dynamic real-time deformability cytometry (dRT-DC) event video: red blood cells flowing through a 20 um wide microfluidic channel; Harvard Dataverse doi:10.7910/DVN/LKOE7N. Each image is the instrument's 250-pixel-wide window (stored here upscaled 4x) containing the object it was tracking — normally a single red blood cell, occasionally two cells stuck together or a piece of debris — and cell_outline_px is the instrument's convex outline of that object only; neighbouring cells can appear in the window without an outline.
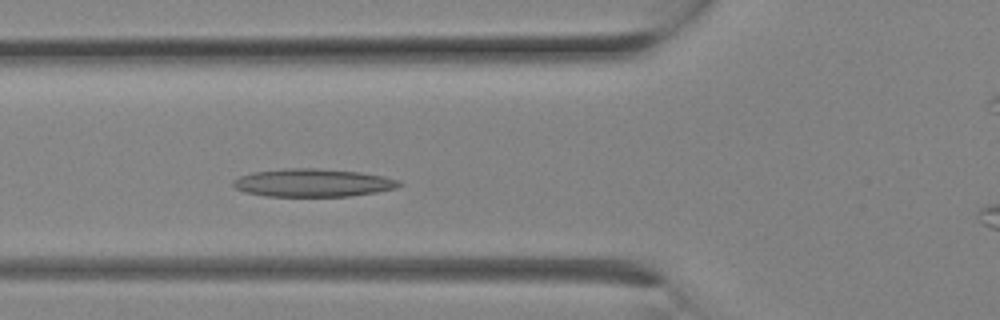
{"species": "Egyptian fruit bat (a non-hibernating species)", "species_latin": "Rousettus aegyptiacus", "temperature_condition": "room temperature", "stored_images_in_passage": 8, "camera_frame_rate_fps": 3000, "um_per_image_px": 0.085, "animal": {"sex": "female"}, "frame": {"image": 1, "passage_image": 8, "time_ms": 2.333, "image_size_px": [1000, 320], "cell_outline_px": [[404, 184], [396, 188], [376, 192], [348, 196], [268, 196], [244, 192], [236, 188], [232, 184], [232, 180], [240, 176], [252, 172], [284, 168], [316, 168], [360, 172], [384, 176], [400, 180]], "centroid_in_image_um": [26.6, 15.53], "position_along_channel_um": 99.2, "area_um2": 27.17}}